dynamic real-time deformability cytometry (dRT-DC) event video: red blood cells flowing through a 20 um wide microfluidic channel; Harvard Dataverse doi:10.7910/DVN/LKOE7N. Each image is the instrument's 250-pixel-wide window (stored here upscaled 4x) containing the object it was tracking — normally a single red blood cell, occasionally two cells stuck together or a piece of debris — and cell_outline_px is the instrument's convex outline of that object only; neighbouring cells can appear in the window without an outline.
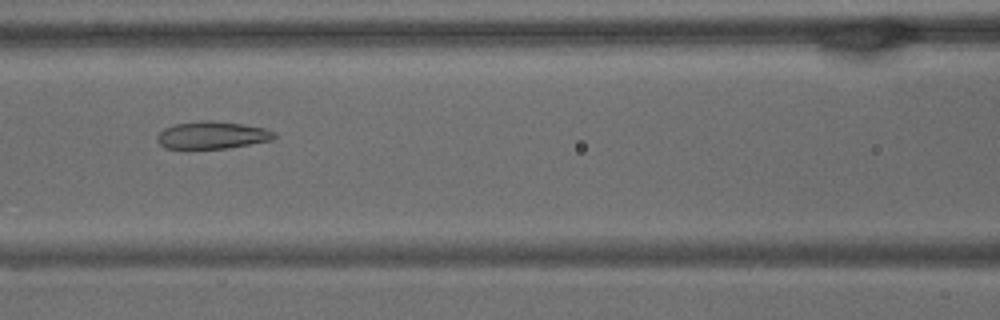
{"species": "common noctule bat (a hibernating species)", "species_latin": "Nyctalus noctula", "temperature_condition": "warm", "stored_images_in_passage": 60, "camera_frame_rate_fps": 3000, "um_per_image_px": 0.085, "animal": {"sex": "male", "body_mass_g": 15.6}, "frame": {"image": 1, "passage_image": 26, "time_ms": 8.333, "image_size_px": [1000, 320], "cell_outline_px": [[276, 136], [272, 140], [228, 148], [188, 152], [168, 148], [160, 144], [156, 140], [156, 136], [164, 128], [172, 124], [200, 120], [212, 120], [244, 124], [264, 128], [276, 132]], "centroid_in_image_um": [17.97, 11.52], "position_along_channel_um": 148.6, "area_um2": 19.65}}
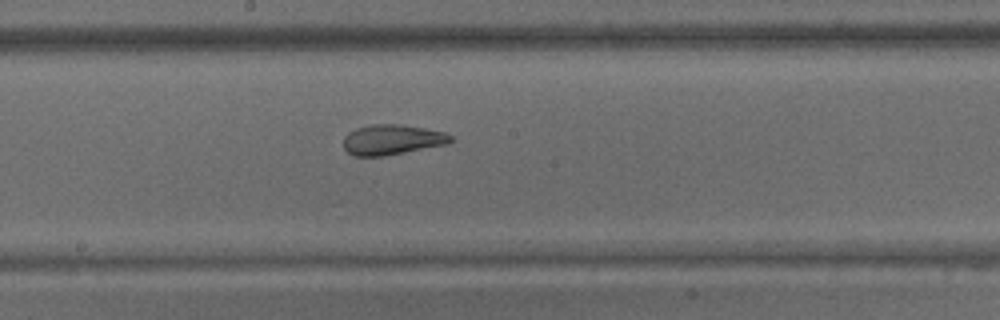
{"frame": {"image": 2, "passage_image": 32, "time_ms": 10.333, "image_size_px": [1000, 320], "cell_outline_px": [[456, 140], [448, 144], [384, 156], [352, 156], [344, 148], [344, 136], [348, 132], [356, 128], [372, 124], [400, 124], [424, 128], [444, 132], [452, 136]], "centroid_in_image_um": [33.34, 11.87], "position_along_channel_um": 214.9, "area_um2": 19.02}}
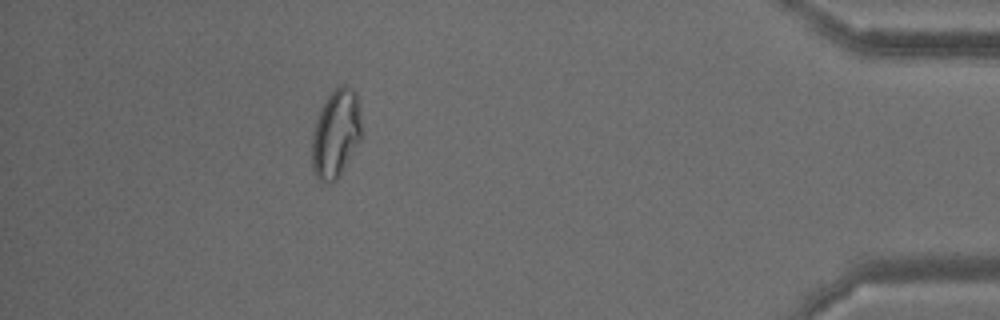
{"frame": {"image": 3, "passage_image": 54, "time_ms": 17.667, "image_size_px": [1000, 320], "cell_outline_px": [[360, 140], [336, 180], [332, 184], [320, 180], [316, 176], [312, 168], [312, 136], [316, 120], [328, 96], [340, 84], [344, 84], [352, 88], [356, 92], [360, 108]], "centroid_in_image_um": [28.55, 11.35], "position_along_channel_um": 406.7, "area_um2": 25.14}, "authors_computed_cell_mechanics": {"area_um2": 23.5824, "velocity_mm_per_s": 3.3237, "shape_relaxation_time_tau1_ms": null, "shape_relaxation_time_tau2_ms": 1.6837, "deformation_change_tau1": null, "deformation_change_tau2": 0.0792}}